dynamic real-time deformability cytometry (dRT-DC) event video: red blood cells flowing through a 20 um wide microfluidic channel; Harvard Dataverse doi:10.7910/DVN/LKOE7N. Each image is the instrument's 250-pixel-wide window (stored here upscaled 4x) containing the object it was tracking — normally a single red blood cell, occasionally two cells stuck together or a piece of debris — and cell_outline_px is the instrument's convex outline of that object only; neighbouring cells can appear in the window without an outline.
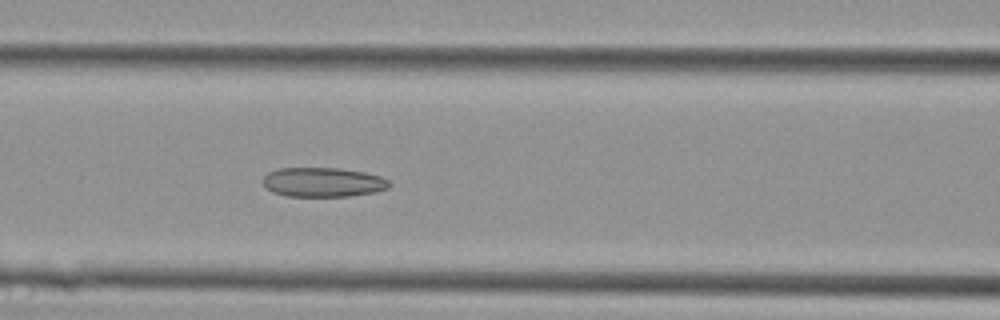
{"species": "Egyptian fruit bat (a non-hibernating species)", "species_latin": "Rousettus aegyptiacus", "temperature_condition": "cold", "stored_images_in_passage": 37, "camera_frame_rate_fps": 3000, "um_per_image_px": 0.085, "animal": {"sex": "female"}, "frame": {"image": 1, "passage_image": 12, "time_ms": 3.667, "image_size_px": [1000, 320], "cell_outline_px": [[392, 184], [388, 188], [376, 192], [348, 196], [288, 196], [272, 192], [264, 184], [264, 176], [268, 172], [276, 168], [340, 168], [364, 172], [380, 176], [388, 180]], "centroid_in_image_um": [27.47, 15.48], "position_along_channel_um": 139.1, "area_um2": 21.68}}
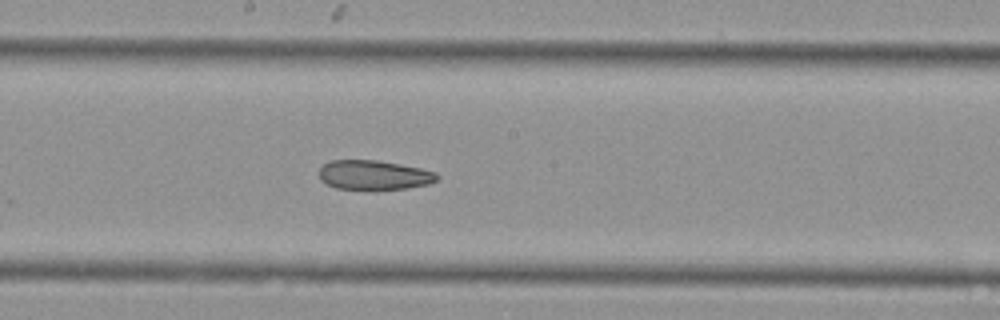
{"frame": {"image": 2, "passage_image": 17, "time_ms": 5.333, "image_size_px": [1000, 320], "cell_outline_px": [[440, 176], [436, 180], [428, 184], [408, 188], [336, 188], [320, 180], [320, 168], [324, 164], [332, 160], [376, 160], [400, 164], [420, 168], [436, 172]], "centroid_in_image_um": [31.8, 14.85], "position_along_channel_um": 216.4, "area_um2": 19.83}}
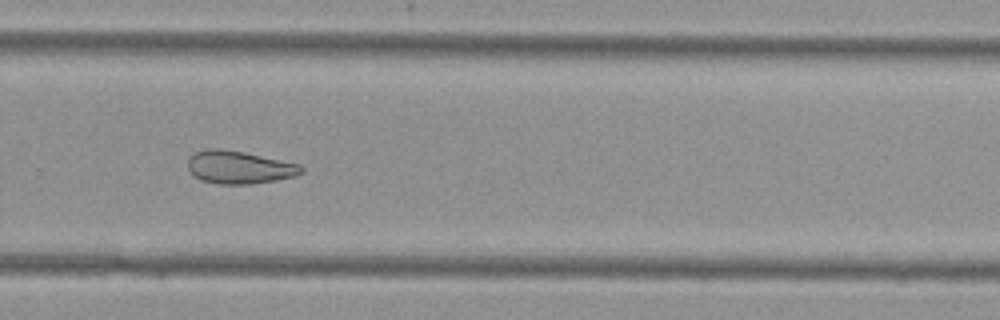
{"frame": {"image": 3, "passage_image": 23, "time_ms": 7.333, "image_size_px": [1000, 320], "cell_outline_px": [[304, 172], [296, 176], [276, 180], [252, 184], [216, 184], [200, 180], [188, 172], [188, 156], [204, 148], [220, 148], [244, 152], [300, 164], [304, 168]], "centroid_in_image_um": [20.3, 14.22], "position_along_channel_um": 309.5, "area_um2": 22.08}}